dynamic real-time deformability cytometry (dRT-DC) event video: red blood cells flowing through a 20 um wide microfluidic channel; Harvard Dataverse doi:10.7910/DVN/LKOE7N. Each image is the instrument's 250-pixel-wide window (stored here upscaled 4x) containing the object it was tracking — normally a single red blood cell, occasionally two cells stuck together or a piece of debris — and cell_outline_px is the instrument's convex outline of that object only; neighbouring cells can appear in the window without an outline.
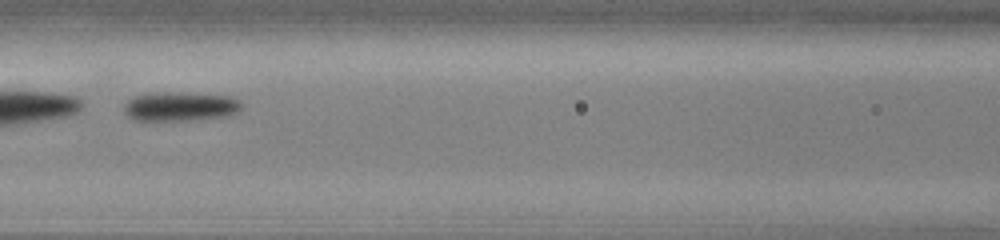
{"species": "common noctule bat (a hibernating species)", "species_latin": "Nyctalus noctula", "temperature_condition": "cold", "stored_images_in_passage": 50, "camera_frame_rate_fps": 3000, "um_per_image_px": 0.085, "animal": {"sex": "male", "body_mass_g": 13.0, "forearm_length_mm": 53.1}, "frame": {"image": 1, "passage_image": 22, "time_ms": 7.0, "image_size_px": [1000, 240], "cell_outline_px": [[240, 108], [236, 112], [228, 116], [196, 120], [136, 120], [128, 116], [124, 112], [124, 104], [132, 96], [148, 92], [180, 92], [232, 96], [240, 100]], "centroid_in_image_um": [15.29, 9.03], "position_along_channel_um": 151.3, "area_um2": 20.29}, "authors_computed_cell_mechanics": {"area_um2": 20.7791, "velocity_mm_per_s": 3.7982, "shape_relaxation_time_tau1_ms": 5.001, "shape_relaxation_time_tau2_ms": null, "deformation_change_tau1": 0.1506, "deformation_change_tau2": null}}